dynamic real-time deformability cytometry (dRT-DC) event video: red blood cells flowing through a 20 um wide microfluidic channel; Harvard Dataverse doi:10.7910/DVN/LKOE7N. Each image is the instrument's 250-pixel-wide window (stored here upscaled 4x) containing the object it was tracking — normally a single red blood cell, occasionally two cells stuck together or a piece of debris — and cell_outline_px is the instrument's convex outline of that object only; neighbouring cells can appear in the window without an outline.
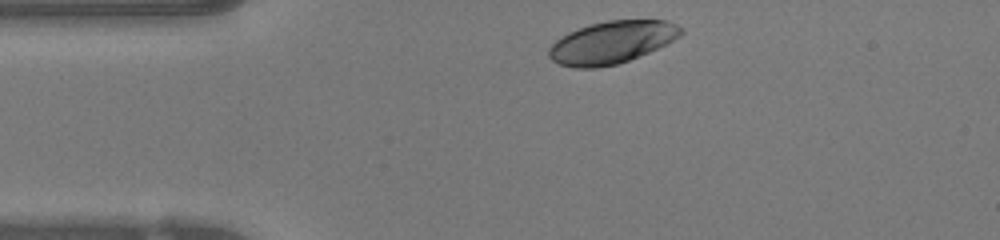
{"species": "human", "species_latin": "Homo sapiens", "temperature_condition": "warm", "stored_images_in_passage": 31, "camera_frame_rate_fps": 3000, "um_per_image_px": 0.085, "donor": {"sex": "female"}, "frame": {"image": 1, "passage_image": 1, "time_ms": 0.0, "image_size_px": [1000, 240], "cell_outline_px": [[684, 32], [680, 36], [648, 52], [628, 60], [616, 64], [596, 68], [576, 68], [560, 64], [552, 60], [548, 56], [548, 48], [556, 40], [568, 32], [592, 24], [608, 20], [664, 20], [676, 24]], "centroid_in_image_um": [51.97, 3.6], "position_along_channel_um": 33.0, "area_um2": 32.19}}
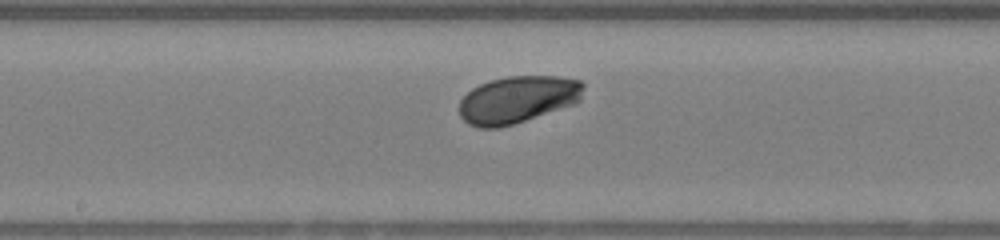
{"frame": {"image": 2, "passage_image": 16, "time_ms": 5.0, "image_size_px": [1000, 240], "cell_outline_px": [[584, 88], [580, 100], [576, 104], [512, 124], [496, 128], [480, 128], [468, 124], [460, 116], [460, 100], [472, 88], [480, 84], [492, 80], [508, 76], [560, 76], [580, 80], [584, 84]], "centroid_in_image_um": [44.02, 8.45], "position_along_channel_um": 204.2, "area_um2": 34.16}}
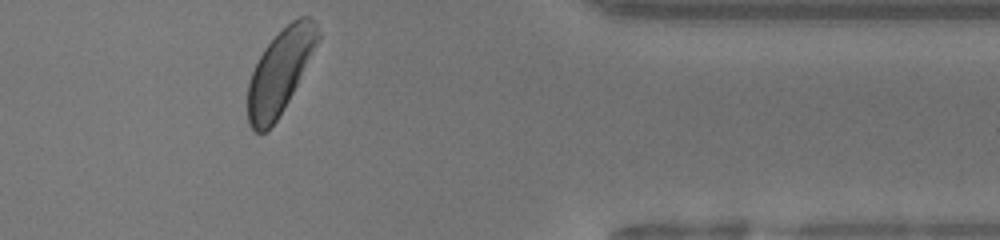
{"frame": {"image": 3, "passage_image": 31, "time_ms": 10.0, "image_size_px": [1000, 240], "cell_outline_px": [[320, 40], [288, 100], [276, 120], [264, 132], [256, 132], [248, 124], [248, 84], [252, 72], [264, 48], [292, 20], [300, 16], [308, 16], [316, 20], [320, 32]], "centroid_in_image_um": [23.82, 6.04], "position_along_channel_um": 387.6, "area_um2": 33.58}, "authors_computed_cell_mechanics": {"area_um2": 33.813, "velocity_mm_per_s": 4.1562, "shape_relaxation_time_tau1_ms": 1.531, "shape_relaxation_time_tau2_ms": null, "deformation_change_tau1": 0.1014, "deformation_change_tau2": null}}